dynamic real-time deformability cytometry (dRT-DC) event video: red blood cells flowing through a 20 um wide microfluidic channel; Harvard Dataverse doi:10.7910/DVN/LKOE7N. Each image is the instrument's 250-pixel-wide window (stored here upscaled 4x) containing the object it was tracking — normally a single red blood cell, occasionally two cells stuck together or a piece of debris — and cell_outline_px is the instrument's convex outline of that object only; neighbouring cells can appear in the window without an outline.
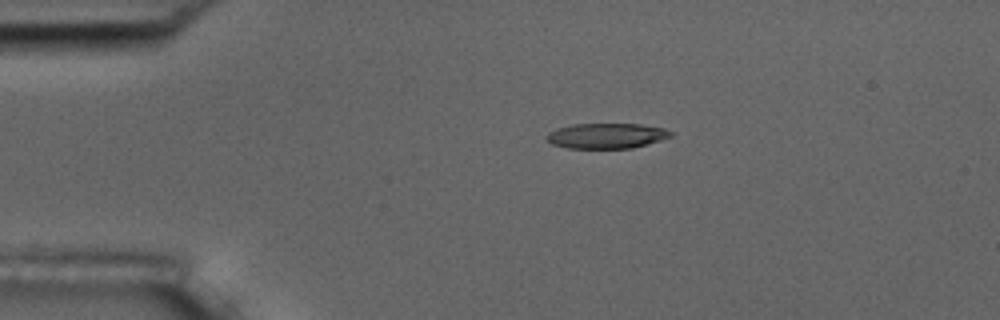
{"species": "common noctule bat (a hibernating species)", "species_latin": "Nyctalus noctula", "temperature_condition": "room temperature", "stored_images_in_passage": 5, "camera_frame_rate_fps": 3000, "um_per_image_px": 0.085, "animal": {"sex": "male", "body_mass_g": 17.5, "forearm_length_mm": 52.3}, "frame": {"image": 1, "passage_image": 5, "time_ms": 5.667, "image_size_px": [1000, 320], "cell_outline_px": [[676, 132], [672, 136], [660, 140], [632, 148], [568, 148], [552, 144], [544, 136], [548, 132], [556, 128], [572, 124], [640, 124], [664, 128]], "centroid_in_image_um": [51.55, 11.53], "position_along_channel_um": 33.4, "area_um2": 18.38}}